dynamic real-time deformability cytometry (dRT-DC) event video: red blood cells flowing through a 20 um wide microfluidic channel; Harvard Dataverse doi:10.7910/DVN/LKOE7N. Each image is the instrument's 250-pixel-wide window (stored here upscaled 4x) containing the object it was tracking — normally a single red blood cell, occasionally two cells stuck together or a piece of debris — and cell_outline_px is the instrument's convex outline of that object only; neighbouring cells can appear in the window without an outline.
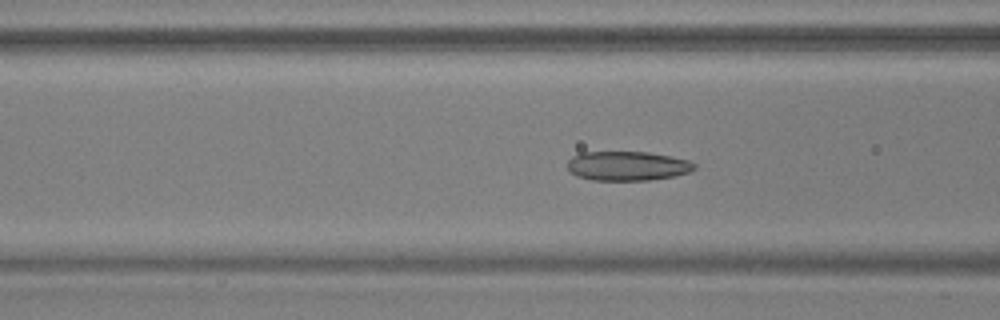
{"species": "common noctule bat (a hibernating species)", "species_latin": "Nyctalus noctula", "temperature_condition": "warm", "stored_images_in_passage": 41, "camera_frame_rate_fps": 3000, "um_per_image_px": 0.085, "animal": {"sex": "male", "body_mass_g": 17.9, "forearm_length_mm": 54.2}, "frame": {"image": 1, "passage_image": 7, "time_ms": 2.0, "image_size_px": [1000, 320], "cell_outline_px": [[696, 168], [688, 172], [676, 176], [648, 180], [592, 180], [576, 176], [568, 168], [568, 160], [572, 156], [580, 152], [648, 152], [688, 160], [696, 164]], "centroid_in_image_um": [53.32, 14.1], "position_along_channel_um": 113.3, "area_um2": 21.68}}
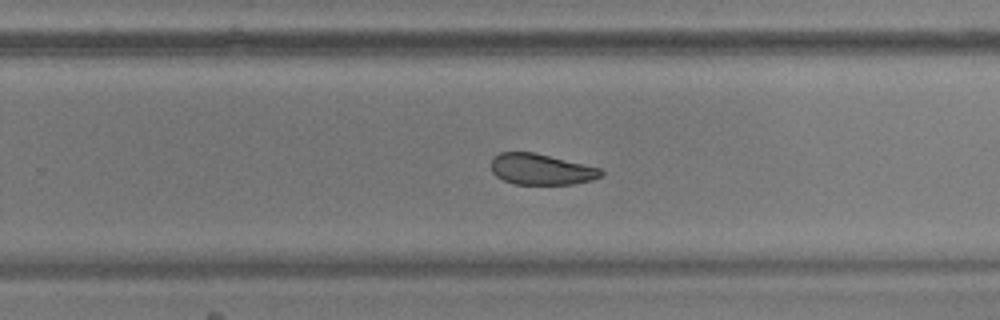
{"frame": {"image": 2, "passage_image": 21, "time_ms": 6.667, "image_size_px": [1000, 320], "cell_outline_px": [[604, 172], [600, 176], [592, 180], [572, 184], [512, 184], [496, 176], [492, 172], [492, 160], [500, 152], [532, 152], [600, 168]], "centroid_in_image_um": [45.98, 14.4], "position_along_channel_um": 283.8, "area_um2": 19.54}}
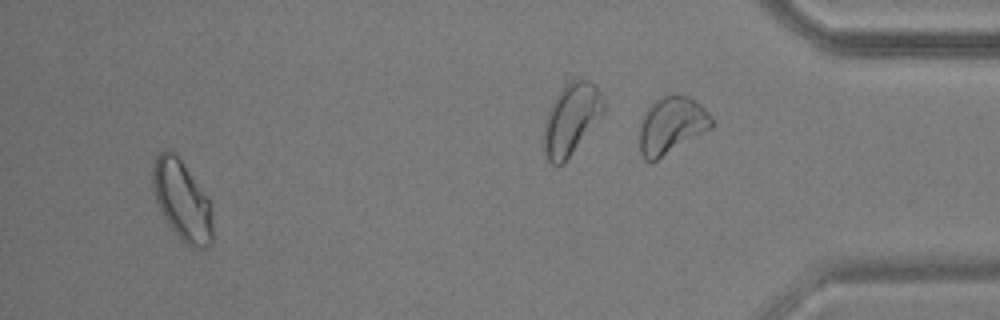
{"frame": {"image": 3, "passage_image": 38, "time_ms": 12.333, "image_size_px": [1000, 320], "cell_outline_px": [[212, 244], [204, 248], [192, 248], [176, 236], [168, 224], [156, 200], [152, 184], [152, 164], [156, 152], [164, 148], [168, 148], [176, 152], [208, 196], [212, 204]], "centroid_in_image_um": [15.47, 16.98], "position_along_channel_um": 419.7, "area_um2": 28.73}, "authors_computed_cell_mechanics": {"area_um2": 21.675, "velocity_mm_per_s": 3.6547, "shape_relaxation_time_tau1_ms": 10.9167, "shape_relaxation_time_tau2_ms": 3.3938, "deformation_change_tau1": 0.1769, "deformation_change_tau2": 0.0858}}